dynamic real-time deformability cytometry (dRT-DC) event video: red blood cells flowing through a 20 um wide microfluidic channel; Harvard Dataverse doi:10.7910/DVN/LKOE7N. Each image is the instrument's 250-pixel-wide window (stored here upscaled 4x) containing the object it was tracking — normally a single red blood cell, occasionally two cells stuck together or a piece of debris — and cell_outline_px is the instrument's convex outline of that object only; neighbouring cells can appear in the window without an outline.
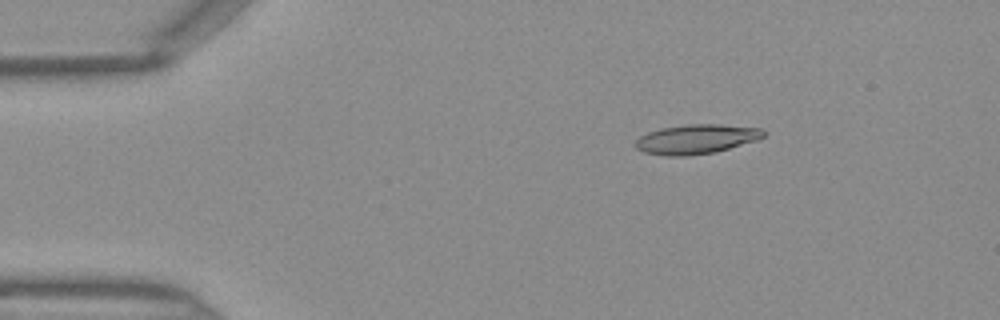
{"species": "Egyptian fruit bat (a non-hibernating species)", "species_latin": "Rousettus aegyptiacus", "temperature_condition": "warm", "stored_images_in_passage": 40, "camera_frame_rate_fps": 3000, "um_per_image_px": 0.085, "frame": {"image": 1, "passage_image": 1, "time_ms": 0.0, "image_size_px": [1000, 320], "cell_outline_px": [[764, 136], [756, 140], [716, 152], [684, 156], [668, 156], [644, 152], [636, 148], [632, 144], [640, 136], [648, 132], [660, 128], [688, 124], [720, 124], [760, 128], [764, 132]], "centroid_in_image_um": [59.14, 11.82], "position_along_channel_um": 25.9, "area_um2": 21.96}}
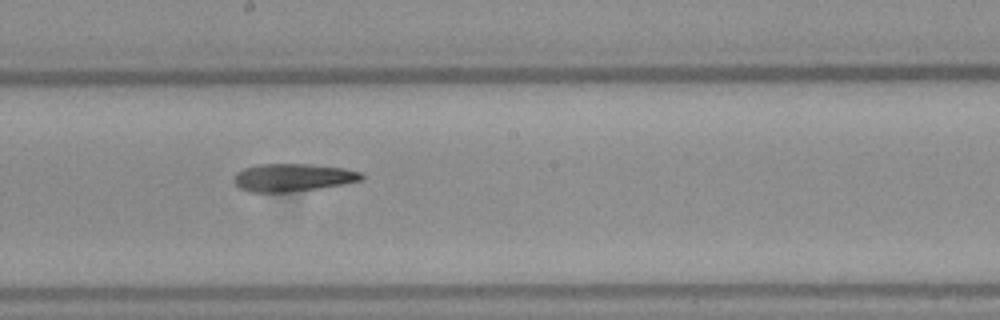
{"frame": {"image": 2, "passage_image": 19, "time_ms": 6.0, "image_size_px": [1000, 320], "cell_outline_px": [[364, 180], [316, 188], [288, 192], [248, 192], [240, 188], [232, 180], [236, 172], [244, 168], [256, 164], [308, 164], [344, 168], [360, 172], [364, 176]], "centroid_in_image_um": [24.84, 15.08], "position_along_channel_um": 223.4, "area_um2": 20.58}}
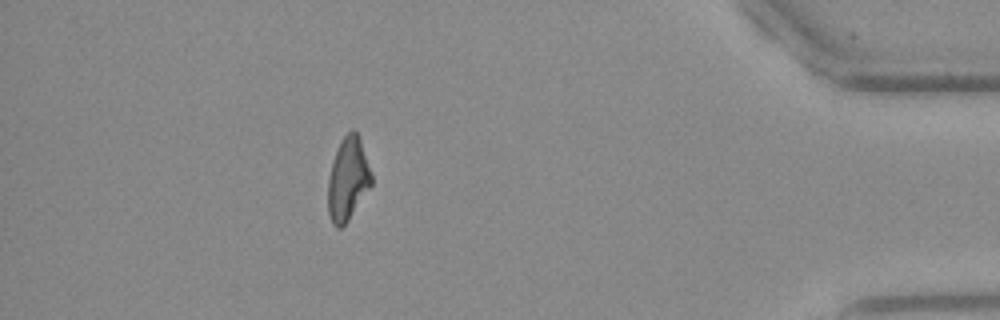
{"frame": {"image": 3, "passage_image": 35, "time_ms": 11.333, "image_size_px": [1000, 320], "cell_outline_px": [[372, 184], [348, 220], [340, 228], [336, 228], [332, 224], [328, 212], [328, 176], [332, 160], [344, 136], [352, 128], [356, 132], [360, 140], [372, 172]], "centroid_in_image_um": [29.56, 15.23], "position_along_channel_um": 405.6, "area_um2": 20.87}}